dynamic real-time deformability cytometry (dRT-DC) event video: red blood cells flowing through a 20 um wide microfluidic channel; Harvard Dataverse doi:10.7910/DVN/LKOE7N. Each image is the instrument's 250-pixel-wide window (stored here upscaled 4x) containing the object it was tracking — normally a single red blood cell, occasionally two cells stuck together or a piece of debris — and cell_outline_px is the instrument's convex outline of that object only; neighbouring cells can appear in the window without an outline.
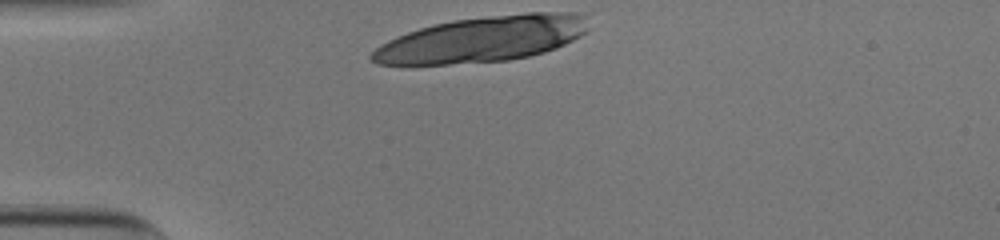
{"species": "human", "species_latin": "Homo sapiens", "temperature_condition": "cold", "stored_images_in_passage": 31, "segment_of_instrument_passage": [1, 2], "camera_frame_rate_fps": 3000, "um_per_image_px": 0.085, "donor": {"sex": "male"}, "frame": {"image": 1, "passage_image": 1, "time_ms": 0.0, "image_size_px": [1000, 240], "cell_outline_px": [[588, 28], [580, 36], [556, 48], [544, 52], [528, 56], [508, 60], [448, 64], [376, 64], [368, 60], [368, 56], [380, 44], [396, 36], [420, 28], [452, 20], [488, 16], [528, 12], [576, 12], [584, 16]], "centroid_in_image_um": [40.97, 3.32], "position_along_channel_um": 44.0, "area_um2": 57.45}}